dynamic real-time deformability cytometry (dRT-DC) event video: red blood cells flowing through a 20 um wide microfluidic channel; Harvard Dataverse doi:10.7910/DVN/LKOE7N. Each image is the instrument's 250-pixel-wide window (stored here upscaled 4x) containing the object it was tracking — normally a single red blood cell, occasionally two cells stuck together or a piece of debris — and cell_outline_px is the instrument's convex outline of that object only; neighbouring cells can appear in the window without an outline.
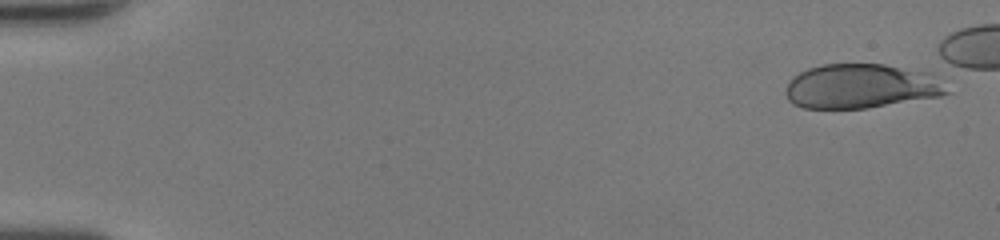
{"species": "human", "species_latin": "Homo sapiens", "temperature_condition": "room temperature", "stored_images_in_passage": 45, "camera_frame_rate_fps": 3000, "um_per_image_px": 0.085, "donor": {"sex": "female"}, "frame": {"image": 1, "passage_image": 1, "time_ms": 0.0, "image_size_px": [1000, 240], "cell_outline_px": [[952, 92], [940, 96], [864, 108], [804, 108], [792, 104], [788, 100], [784, 92], [792, 76], [808, 68], [820, 64], [884, 64], [932, 68]], "centroid_in_image_um": [73.31, 7.28], "position_along_channel_um": 11.7, "area_um2": 42.95}}
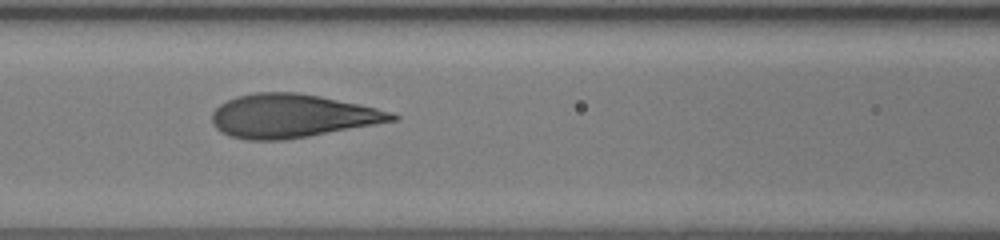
{"frame": {"image": 2, "passage_image": 22, "time_ms": 7.0, "image_size_px": [1000, 240], "cell_outline_px": [[400, 116], [396, 120], [308, 136], [284, 140], [248, 140], [232, 136], [220, 132], [212, 124], [212, 112], [220, 104], [236, 96], [256, 92], [296, 92], [320, 96], [360, 104], [392, 112]], "centroid_in_image_um": [24.79, 9.85], "position_along_channel_um": 141.8, "area_um2": 45.37}}
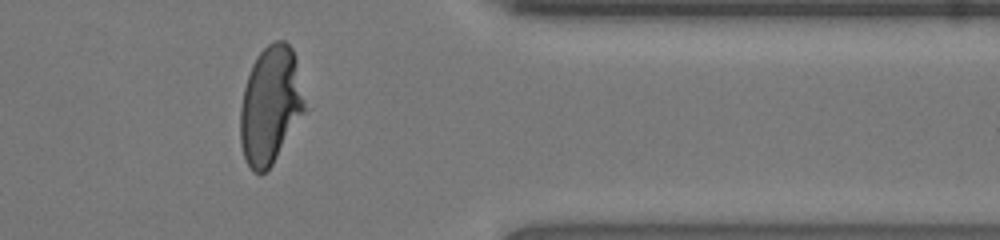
{"frame": {"image": 3, "passage_image": 40, "time_ms": 13.0, "image_size_px": [1000, 240], "cell_outline_px": [[304, 112], [272, 164], [264, 172], [252, 172], [244, 160], [240, 144], [240, 108], [244, 88], [252, 64], [256, 56], [268, 44], [276, 40], [284, 40], [292, 48], [296, 60], [304, 100]], "centroid_in_image_um": [22.95, 8.94], "position_along_channel_um": 388.5, "area_um2": 43.75}, "authors_computed_cell_mechanics": {"area_um2": 44.3326, "velocity_mm_per_s": 4.329, "shape_relaxation_time_tau1_ms": 4.412, "shape_relaxation_time_tau2_ms": null, "deformation_change_tau1": 0.2445, "deformation_change_tau2": null}}